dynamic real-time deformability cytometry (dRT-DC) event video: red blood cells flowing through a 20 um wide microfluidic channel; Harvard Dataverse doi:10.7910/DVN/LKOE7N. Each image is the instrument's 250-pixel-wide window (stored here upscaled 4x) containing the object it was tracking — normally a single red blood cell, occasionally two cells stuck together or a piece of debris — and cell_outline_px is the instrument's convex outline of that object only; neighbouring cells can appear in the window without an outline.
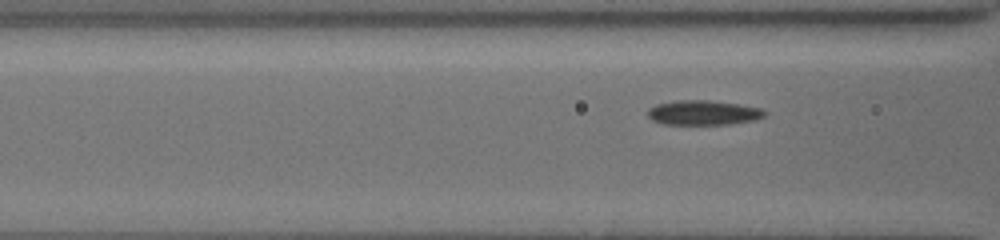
{"species": "common noctule bat (a hibernating species)", "species_latin": "Nyctalus noctula", "temperature_condition": "cold", "stored_images_in_passage": 7, "camera_frame_rate_fps": 3000, "um_per_image_px": 0.085, "animal": {"sex": "female", "body_mass_g": 19.5, "forearm_length_mm": 54.1}, "frame": {"image": 1, "passage_image": 5, "time_ms": 1.333, "image_size_px": [1000, 240], "cell_outline_px": [[768, 112], [764, 116], [756, 120], [728, 124], [664, 124], [652, 120], [648, 116], [648, 108], [656, 104], [676, 100], [708, 100], [740, 104], [760, 108]], "centroid_in_image_um": [59.78, 9.57], "position_along_channel_um": 106.8, "area_um2": 16.88}}